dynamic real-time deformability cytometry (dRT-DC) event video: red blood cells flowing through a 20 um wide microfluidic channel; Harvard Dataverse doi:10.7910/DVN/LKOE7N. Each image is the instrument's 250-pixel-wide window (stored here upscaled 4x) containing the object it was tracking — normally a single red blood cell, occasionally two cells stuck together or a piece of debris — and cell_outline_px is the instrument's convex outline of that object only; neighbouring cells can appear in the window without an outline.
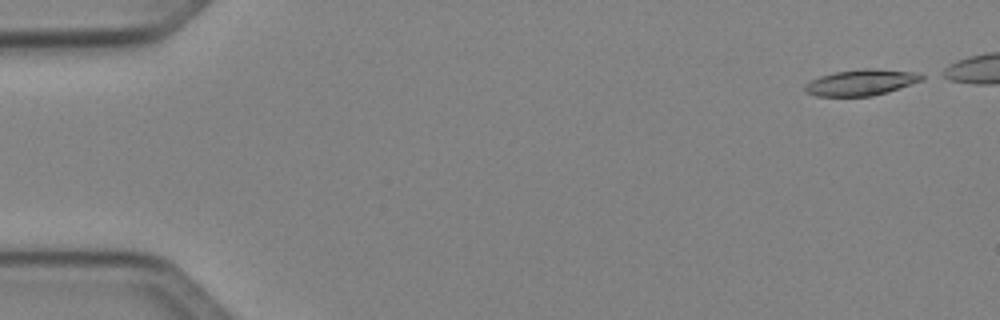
{"species": "Egyptian fruit bat (a non-hibernating species)", "species_latin": "Rousettus aegyptiacus", "temperature_condition": "cold", "stored_images_in_passage": 43, "camera_frame_rate_fps": 3000, "um_per_image_px": 0.085, "animal": {"sex": "female"}, "frame": {"image": 1, "passage_image": 1, "time_ms": 0.0, "image_size_px": [1000, 320], "cell_outline_px": [[924, 80], [872, 96], [816, 96], [804, 92], [804, 84], [820, 76], [836, 72], [864, 68], [868, 68], [916, 72], [924, 76]], "centroid_in_image_um": [73.17, 7.01], "position_along_channel_um": 11.8, "area_um2": 17.57}}
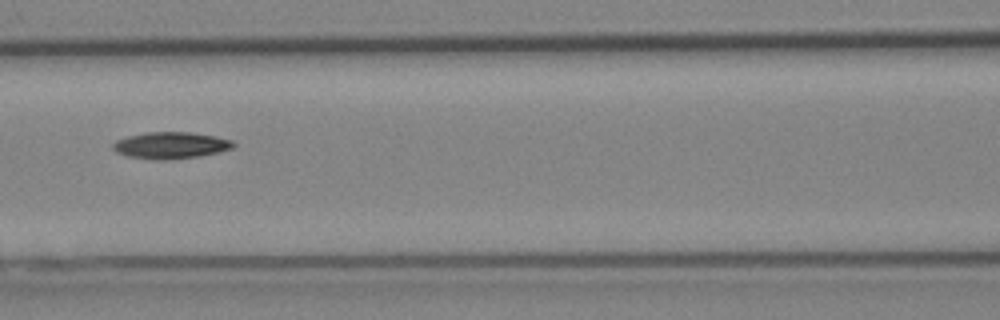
{"frame": {"image": 2, "passage_image": 21, "time_ms": 6.667, "image_size_px": [1000, 320], "cell_outline_px": [[236, 144], [232, 148], [216, 152], [196, 156], [164, 160], [152, 160], [128, 156], [116, 152], [112, 148], [112, 144], [116, 140], [128, 136], [148, 132], [188, 132], [216, 136], [232, 140]], "centroid_in_image_um": [14.48, 12.35], "position_along_channel_um": 152.1, "area_um2": 18.55}}
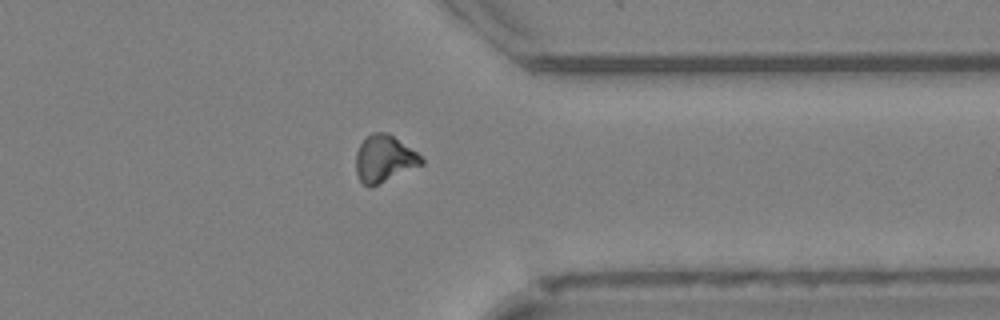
{"frame": {"image": 3, "passage_image": 38, "time_ms": 12.333, "image_size_px": [1000, 320], "cell_outline_px": [[424, 164], [368, 188], [360, 180], [356, 172], [356, 152], [360, 144], [372, 132], [388, 132], [416, 152], [424, 160]], "centroid_in_image_um": [32.65, 13.49], "position_along_channel_um": 378.8, "area_um2": 17.69}}